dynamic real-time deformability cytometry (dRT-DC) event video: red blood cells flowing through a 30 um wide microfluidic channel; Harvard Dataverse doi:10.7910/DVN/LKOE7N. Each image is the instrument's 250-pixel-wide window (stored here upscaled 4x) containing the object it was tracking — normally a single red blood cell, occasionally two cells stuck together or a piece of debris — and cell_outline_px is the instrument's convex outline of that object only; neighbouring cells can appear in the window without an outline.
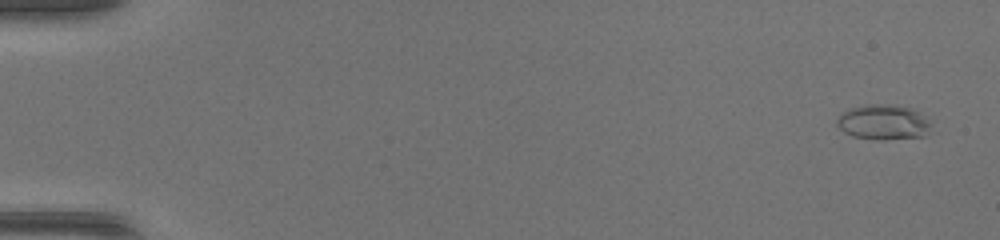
{"species": "common noctule bat (a hibernating species)", "species_latin": "Nyctalus noctula", "temperature_condition": "warm", "stored_images_in_passage": 39, "camera_frame_rate_fps": 3000, "um_per_image_px": 0.085, "animal": {"sex": "female", "body_mass_g": 17.0, "forearm_length_mm": 48.0}, "frame": {"image": 1, "passage_image": 1, "time_ms": 0.0, "image_size_px": [1000, 240], "cell_outline_px": [[928, 124], [920, 136], [856, 136], [844, 132], [840, 128], [840, 116], [856, 108], [904, 108], [916, 112]], "centroid_in_image_um": [75.02, 10.41], "position_along_channel_um": 10.0, "area_um2": 15.61}}
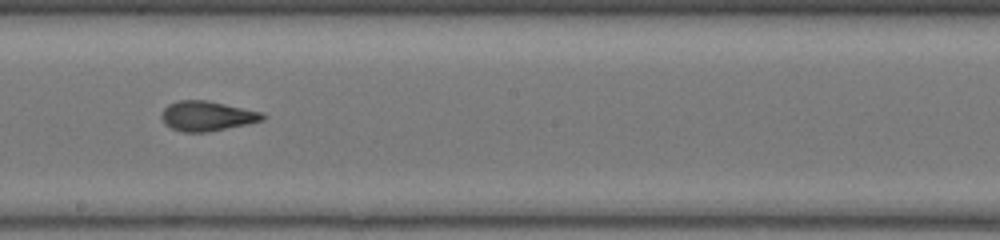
{"frame": {"image": 2, "passage_image": 27, "time_ms": 8.667, "image_size_px": [1000, 240], "cell_outline_px": [[264, 116], [260, 120], [248, 124], [204, 132], [184, 132], [172, 128], [164, 120], [164, 108], [168, 104], [180, 100], [204, 100], [224, 104], [260, 112]], "centroid_in_image_um": [17.58, 9.85], "position_along_channel_um": 230.6, "area_um2": 16.82}}
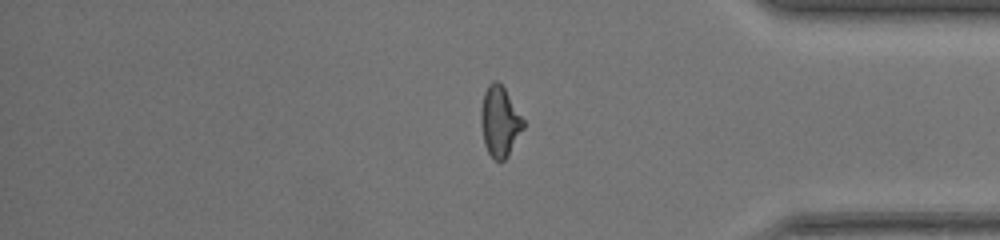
{"frame": {"image": 3, "passage_image": 39, "time_ms": 12.667, "image_size_px": [1000, 240], "cell_outline_px": [[524, 128], [508, 156], [500, 164], [488, 152], [484, 144], [480, 120], [480, 112], [484, 92], [488, 84], [492, 80], [496, 80], [504, 88], [524, 120]], "centroid_in_image_um": [42.47, 10.34], "position_along_channel_um": 392.7, "area_um2": 17.4}}